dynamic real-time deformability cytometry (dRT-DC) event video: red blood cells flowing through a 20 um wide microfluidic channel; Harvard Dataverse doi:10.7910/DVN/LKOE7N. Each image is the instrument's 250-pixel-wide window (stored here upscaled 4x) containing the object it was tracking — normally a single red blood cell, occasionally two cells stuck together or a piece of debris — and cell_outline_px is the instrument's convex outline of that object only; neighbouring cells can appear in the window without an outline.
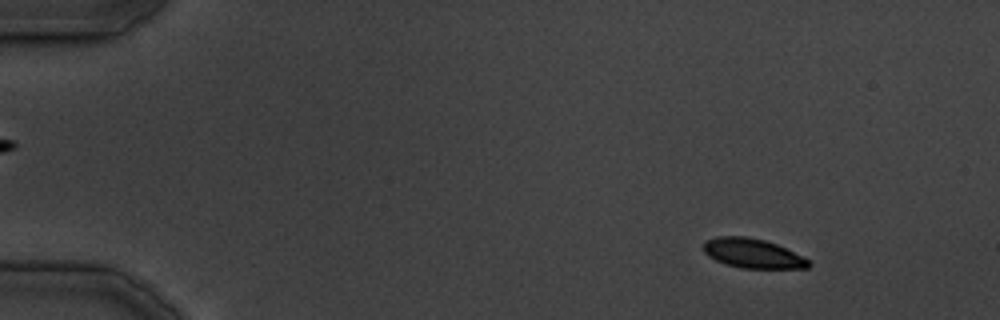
{"species": "common noctule bat (a hibernating species)", "species_latin": "Nyctalus noctula", "temperature_condition": "cold", "stored_images_in_passage": 38, "camera_frame_rate_fps": 3000, "um_per_image_px": 0.085, "animal": {"sex": "male", "body_mass_g": 19.5, "forearm_length_mm": 54.6}, "frame": {"image": 1, "passage_image": 5, "time_ms": 4.333, "image_size_px": [1000, 320], "cell_outline_px": [[812, 264], [808, 268], [740, 268], [716, 260], [708, 256], [704, 252], [704, 240], [716, 236], [748, 236], [764, 240], [776, 244], [804, 256]], "centroid_in_image_um": [63.98, 21.52], "position_along_channel_um": 21.0, "area_um2": 18.09}}
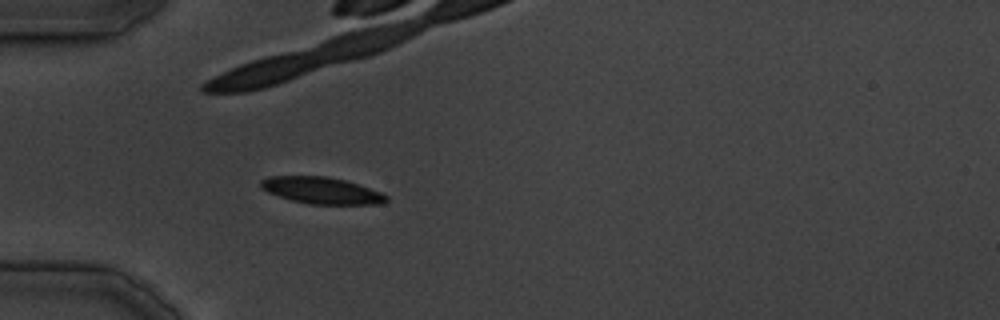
{"frame": {"image": 2, "passage_image": 12, "time_ms": 13.333, "image_size_px": [1000, 320], "cell_outline_px": [[388, 200], [384, 204], [308, 204], [292, 200], [268, 192], [260, 188], [260, 180], [268, 176], [324, 176], [344, 180], [380, 192], [388, 196]], "centroid_in_image_um": [27.31, 16.19], "position_along_channel_um": 57.7, "area_um2": 19.36}}
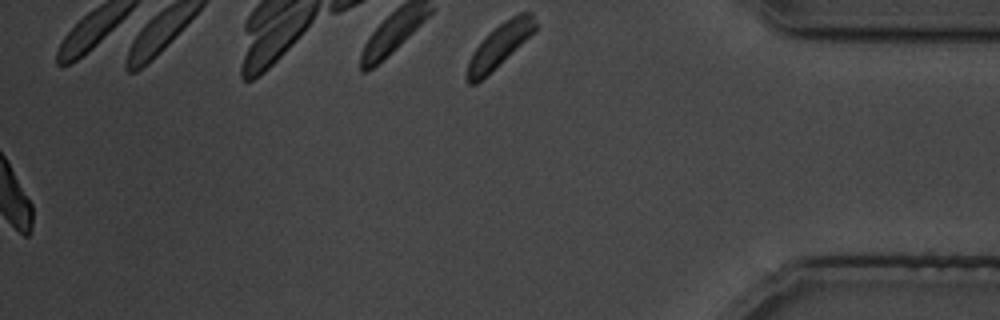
{"frame": {"image": 3, "passage_image": 38, "time_ms": 46.333, "image_size_px": [1000, 320], "cell_outline_px": [[536, 32], [476, 84], [468, 84], [468, 60], [472, 52], [484, 36], [488, 32], [504, 20], [520, 12], [532, 12], [536, 24]], "centroid_in_image_um": [42.49, 3.81], "position_along_channel_um": 392.7, "area_um2": 17.17}}